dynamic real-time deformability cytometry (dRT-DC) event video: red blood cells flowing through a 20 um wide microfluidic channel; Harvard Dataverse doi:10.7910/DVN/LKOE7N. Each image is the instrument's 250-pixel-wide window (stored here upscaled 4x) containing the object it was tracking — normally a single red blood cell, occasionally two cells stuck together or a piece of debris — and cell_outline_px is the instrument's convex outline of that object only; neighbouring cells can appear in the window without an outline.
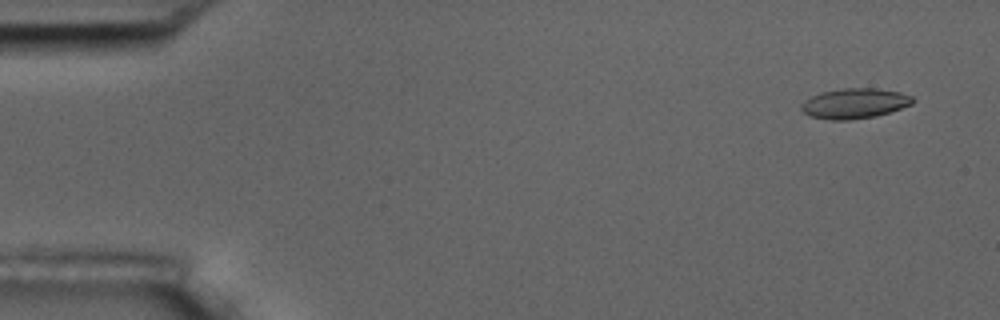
{"species": "common noctule bat (a hibernating species)", "species_latin": "Nyctalus noctula", "temperature_condition": "room temperature", "stored_images_in_passage": 57, "camera_frame_rate_fps": 3000, "um_per_image_px": 0.085, "animal": {"sex": "male", "body_mass_g": 17.5, "forearm_length_mm": 52.3}, "frame": {"image": 1, "passage_image": 4, "time_ms": 1.0, "image_size_px": [1000, 320], "cell_outline_px": [[916, 100], [912, 104], [876, 116], [848, 120], [832, 120], [808, 116], [800, 108], [800, 104], [804, 100], [820, 92], [844, 88], [876, 88], [900, 92], [912, 96]], "centroid_in_image_um": [72.62, 8.79], "position_along_channel_um": 12.4, "area_um2": 19.65}}
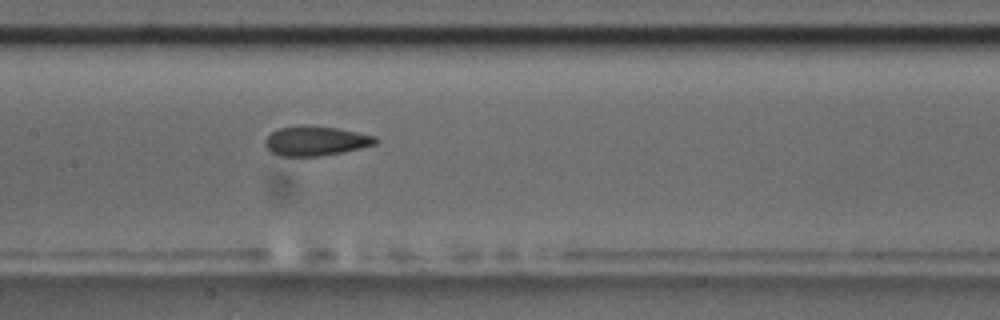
{"frame": {"image": 2, "passage_image": 28, "time_ms": 9.0, "image_size_px": [1000, 320], "cell_outline_px": [[380, 140], [376, 144], [344, 152], [316, 156], [280, 156], [272, 152], [264, 144], [264, 140], [272, 132], [280, 128], [304, 124], [336, 128], [376, 136]], "centroid_in_image_um": [26.85, 11.97], "position_along_channel_um": 180.6, "area_um2": 19.02}}
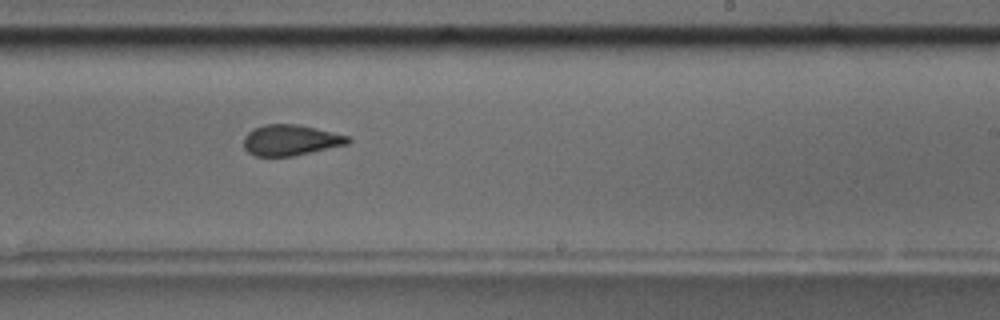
{"frame": {"image": 3, "passage_image": 35, "time_ms": 11.333, "image_size_px": [1000, 320], "cell_outline_px": [[352, 140], [348, 144], [292, 156], [256, 156], [248, 152], [244, 148], [244, 136], [248, 132], [264, 124], [296, 124], [352, 136]], "centroid_in_image_um": [24.73, 11.91], "position_along_channel_um": 264.3, "area_um2": 18.67}, "authors_computed_cell_mechanics": {"area_um2": 19.363, "velocity_mm_per_s": 3.6023, "shape_relaxation_time_tau1_ms": null, "shape_relaxation_time_tau2_ms": 2.2165, "deformation_change_tau1": null, "deformation_change_tau2": 0.0984}}